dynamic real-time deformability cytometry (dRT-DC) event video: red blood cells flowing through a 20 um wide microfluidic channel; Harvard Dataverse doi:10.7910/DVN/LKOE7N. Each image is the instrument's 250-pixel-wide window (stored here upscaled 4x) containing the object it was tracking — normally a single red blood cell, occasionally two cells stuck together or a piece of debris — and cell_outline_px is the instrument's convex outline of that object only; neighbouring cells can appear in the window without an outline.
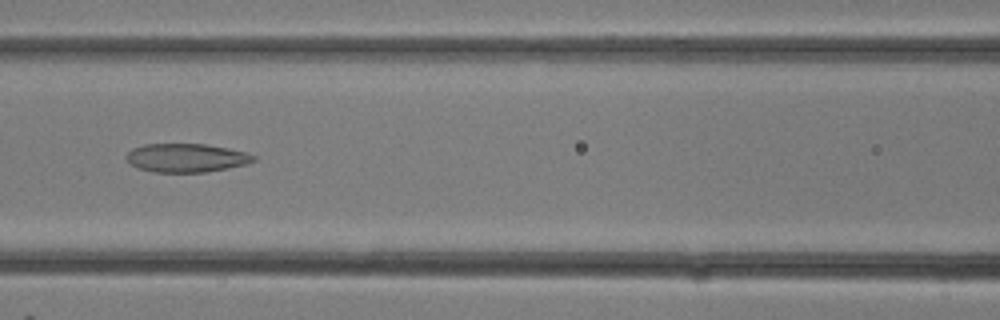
{"species": "common noctule bat (a hibernating species)", "species_latin": "Nyctalus noctula", "temperature_condition": "room temperature", "stored_images_in_passage": 10, "camera_frame_rate_fps": 3000, "um_per_image_px": 0.085, "animal": {"sex": "female"}, "frame": {"image": 1, "passage_image": 7, "time_ms": 2.0, "image_size_px": [1000, 320], "cell_outline_px": [[256, 160], [248, 164], [228, 168], [204, 172], [152, 172], [136, 168], [124, 156], [132, 148], [144, 144], [204, 144], [228, 148], [248, 152], [256, 156]], "centroid_in_image_um": [15.85, 13.42], "position_along_channel_um": 150.7, "area_um2": 21.39}}
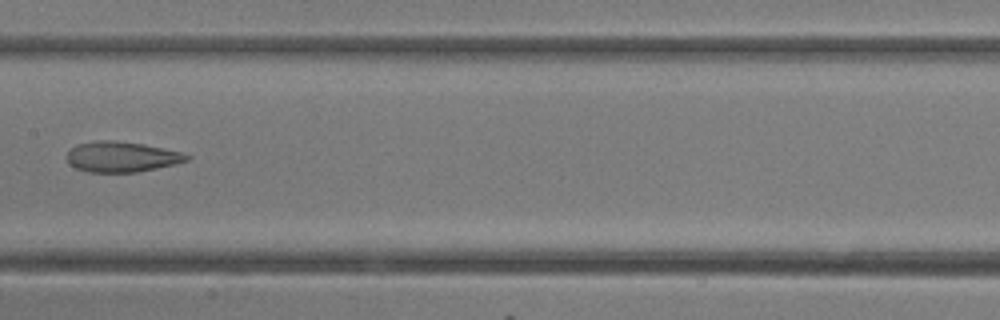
{"frame": {"image": 2, "passage_image": 9, "time_ms": 2.667, "image_size_px": [1000, 320], "cell_outline_px": [[192, 156], [188, 160], [156, 168], [136, 172], [88, 172], [76, 168], [68, 164], [68, 152], [72, 148], [80, 144], [96, 140], [112, 140], [144, 144], [180, 152]], "centroid_in_image_um": [10.32, 13.33], "position_along_channel_um": 197.1, "area_um2": 20.98}}